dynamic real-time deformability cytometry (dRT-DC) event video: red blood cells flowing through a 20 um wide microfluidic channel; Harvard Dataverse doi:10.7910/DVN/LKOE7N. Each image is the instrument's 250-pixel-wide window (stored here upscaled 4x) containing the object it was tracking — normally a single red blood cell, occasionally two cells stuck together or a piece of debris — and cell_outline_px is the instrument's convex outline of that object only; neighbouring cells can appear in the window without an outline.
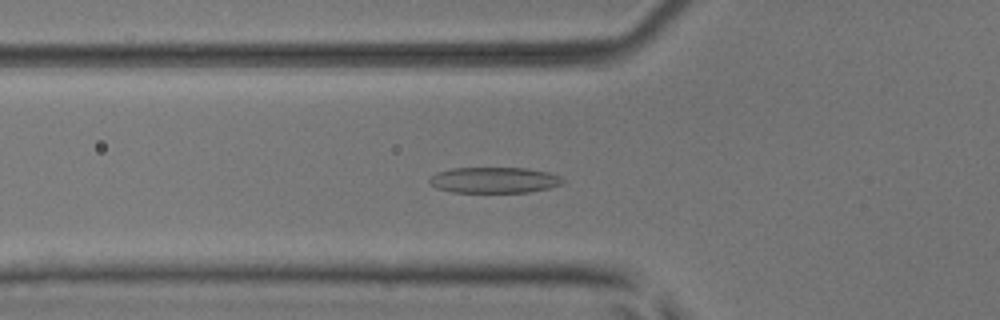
{"species": "common noctule bat (a hibernating species)", "species_latin": "Nyctalus noctula", "temperature_condition": "room temperature", "stored_images_in_passage": 49, "camera_frame_rate_fps": 3000, "um_per_image_px": 0.085, "animal": {"sex": "male", "body_mass_g": 17.9, "forearm_length_mm": 54.2}, "frame": {"image": 1, "passage_image": 16, "time_ms": 5.0, "image_size_px": [1000, 320], "cell_outline_px": [[564, 180], [560, 184], [548, 188], [528, 192], [452, 192], [436, 188], [428, 180], [436, 172], [452, 168], [528, 168], [548, 172], [560, 176]], "centroid_in_image_um": [41.99, 15.3], "position_along_channel_um": 83.8, "area_um2": 20.0}}
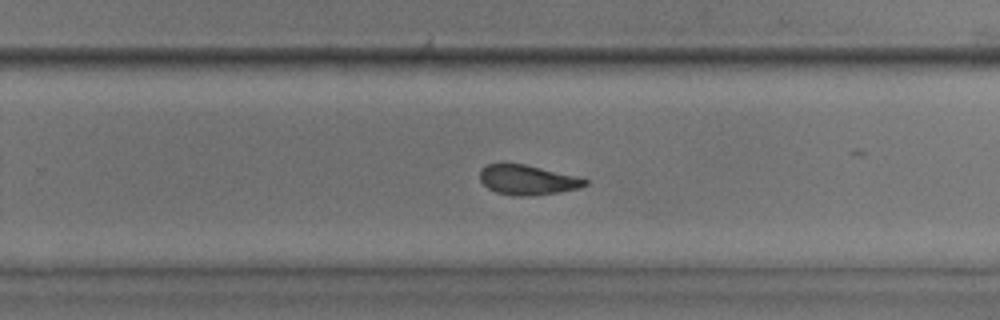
{"frame": {"image": 2, "passage_image": 31, "time_ms": 10.0, "image_size_px": [1000, 320], "cell_outline_px": [[588, 184], [580, 188], [532, 196], [512, 196], [496, 192], [488, 188], [480, 180], [480, 168], [484, 164], [500, 160], [524, 164], [576, 176], [588, 180]], "centroid_in_image_um": [44.74, 15.25], "position_along_channel_um": 285.1, "area_um2": 18.79}}
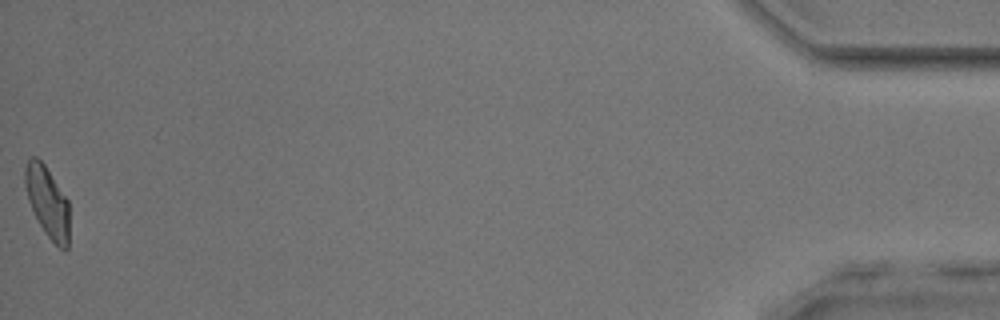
{"frame": {"image": 3, "passage_image": 49, "time_ms": 16.0, "image_size_px": [1000, 320], "cell_outline_px": [[68, 248], [64, 252], [44, 232], [28, 200], [24, 184], [24, 168], [28, 160], [32, 156], [36, 156], [44, 164], [68, 200]], "centroid_in_image_um": [4.02, 17.14], "position_along_channel_um": 431.2, "area_um2": 18.09}, "authors_computed_cell_mechanics": {"area_um2": 19.1896, "velocity_mm_per_s": 4.0336, "shape_relaxation_time_tau1_ms": 4.7524, "shape_relaxation_time_tau2_ms": 2.3612, "deformation_change_tau1": 0.1701, "deformation_change_tau2": 0.1069}}